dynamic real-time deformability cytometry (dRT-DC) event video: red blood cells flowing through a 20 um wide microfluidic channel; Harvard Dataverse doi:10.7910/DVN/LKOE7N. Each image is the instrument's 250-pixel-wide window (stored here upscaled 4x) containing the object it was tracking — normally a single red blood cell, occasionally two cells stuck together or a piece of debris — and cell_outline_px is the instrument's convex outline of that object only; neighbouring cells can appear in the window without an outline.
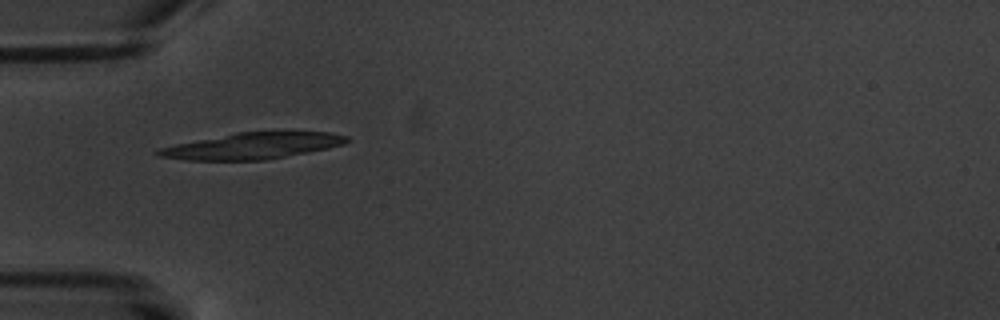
{"species": "common noctule bat (a hibernating species)", "species_latin": "Nyctalus noctula", "temperature_condition": "warm", "stored_images_in_passage": 5, "camera_frame_rate_fps": 3000, "um_per_image_px": 0.085, "animal": {"sex": "male", "body_mass_g": 20.1, "forearm_length_mm": 53.5}, "frame": {"image": 1, "passage_image": 4, "time_ms": 3.667, "image_size_px": [1000, 320], "cell_outline_px": [[352, 140], [344, 144], [328, 148], [308, 152], [264, 160], [188, 160], [160, 156], [152, 152], [160, 148], [176, 144], [236, 132], [332, 132], [348, 136]], "centroid_in_image_um": [21.5, 12.39], "position_along_channel_um": 63.5, "area_um2": 28.67}}